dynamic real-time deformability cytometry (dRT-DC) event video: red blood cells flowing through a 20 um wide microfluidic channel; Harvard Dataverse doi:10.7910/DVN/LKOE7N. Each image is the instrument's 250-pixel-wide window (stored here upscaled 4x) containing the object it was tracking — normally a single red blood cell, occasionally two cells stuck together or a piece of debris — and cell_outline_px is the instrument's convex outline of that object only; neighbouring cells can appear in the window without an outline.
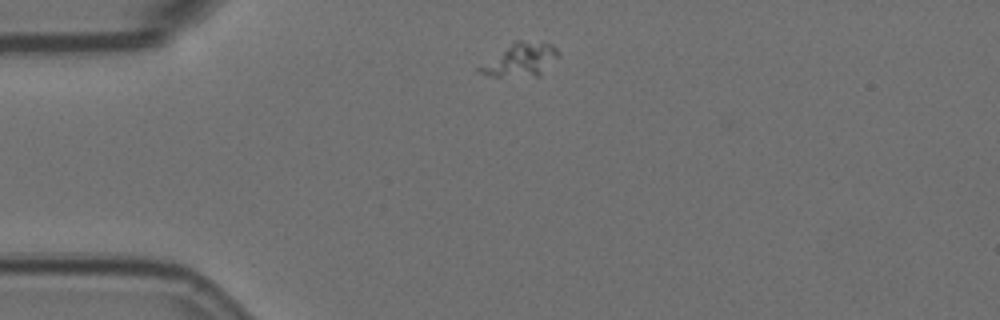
{"species": "Egyptian fruit bat (a non-hibernating species)", "species_latin": "Rousettus aegyptiacus", "temperature_condition": "room temperature", "stored_images_in_passage": 7, "segment_of_instrument_passage": [2, 2], "camera_frame_rate_fps": 3000, "um_per_image_px": 0.085, "animal": {"sex": "female"}, "frame": {"image": 1, "passage_image": 7, "time_ms": 2.0, "image_size_px": [1000, 320], "cell_outline_px": [[560, 56], [540, 76], [492, 76], [476, 72], [476, 68], [512, 40], [520, 40], [552, 44], [560, 52]], "centroid_in_image_um": [44.24, 5.07], "position_along_channel_um": 40.8, "area_um2": 15.61}}